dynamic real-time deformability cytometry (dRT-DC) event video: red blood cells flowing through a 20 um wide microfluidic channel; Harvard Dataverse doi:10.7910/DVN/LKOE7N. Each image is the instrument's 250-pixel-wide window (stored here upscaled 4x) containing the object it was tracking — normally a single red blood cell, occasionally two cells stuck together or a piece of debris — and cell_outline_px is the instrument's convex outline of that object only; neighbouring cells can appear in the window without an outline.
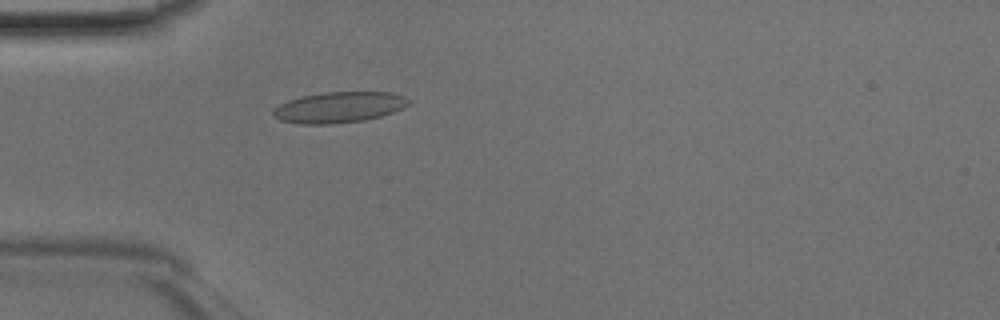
{"species": "Egyptian fruit bat (a non-hibernating species)", "species_latin": "Rousettus aegyptiacus", "temperature_condition": "room temperature", "stored_images_in_passage": 47, "camera_frame_rate_fps": 3000, "um_per_image_px": 0.085, "animal": {"sex": "male"}, "frame": {"image": 1, "passage_image": 14, "time_ms": 4.333, "image_size_px": [1000, 320], "cell_outline_px": [[412, 104], [404, 108], [380, 116], [364, 120], [332, 124], [300, 124], [280, 120], [272, 116], [272, 112], [280, 104], [288, 100], [300, 96], [324, 92], [392, 92], [404, 96], [412, 100]], "centroid_in_image_um": [28.85, 9.11], "position_along_channel_um": 56.2, "area_um2": 24.57}}
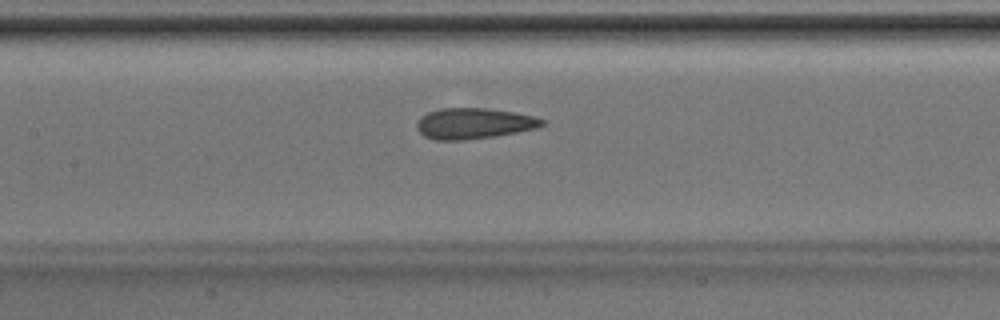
{"frame": {"image": 2, "passage_image": 22, "time_ms": 7.0, "image_size_px": [1000, 320], "cell_outline_px": [[544, 124], [536, 128], [516, 132], [492, 136], [464, 140], [436, 140], [424, 136], [416, 128], [416, 120], [420, 116], [428, 112], [440, 108], [484, 108], [512, 112], [532, 116], [544, 120]], "centroid_in_image_um": [40.2, 10.49], "position_along_channel_um": 167.2, "area_um2": 22.31}}
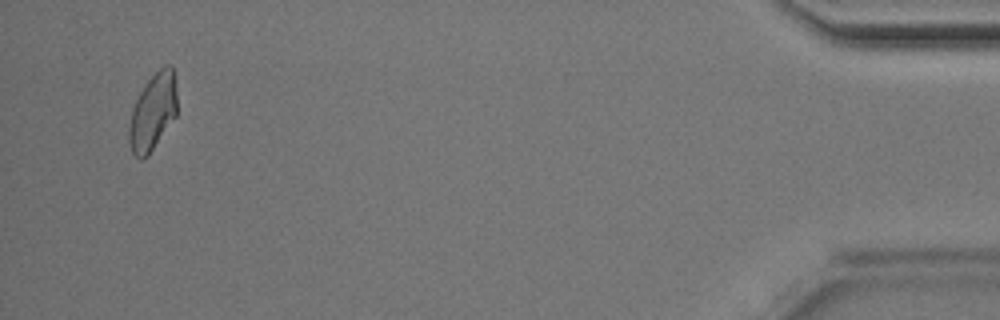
{"frame": {"image": 3, "passage_image": 45, "time_ms": 14.667, "image_size_px": [1000, 320], "cell_outline_px": [[176, 116], [148, 156], [144, 160], [140, 160], [132, 152], [128, 140], [128, 128], [132, 108], [140, 92], [148, 80], [164, 64], [172, 64], [176, 92]], "centroid_in_image_um": [12.98, 9.54], "position_along_channel_um": 422.2, "area_um2": 21.5}}